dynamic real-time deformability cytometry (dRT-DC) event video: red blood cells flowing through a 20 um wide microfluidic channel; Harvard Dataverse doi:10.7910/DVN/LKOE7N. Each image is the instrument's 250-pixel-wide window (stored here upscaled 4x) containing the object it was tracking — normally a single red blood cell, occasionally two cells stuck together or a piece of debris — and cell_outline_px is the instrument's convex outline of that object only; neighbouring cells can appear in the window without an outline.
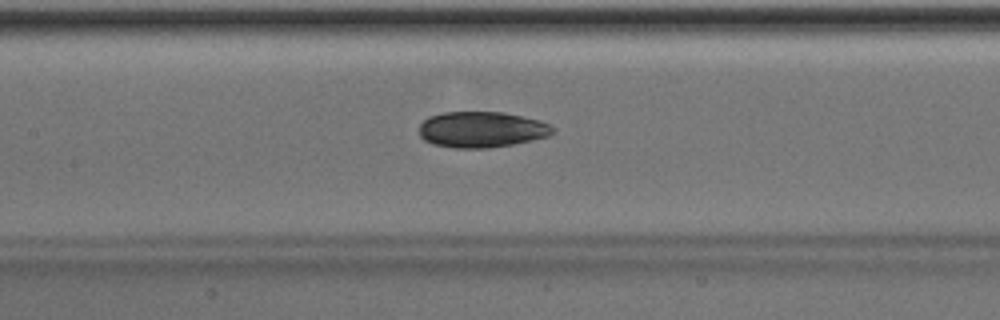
{"species": "Egyptian fruit bat (a non-hibernating species)", "species_latin": "Rousettus aegyptiacus", "temperature_condition": "room temperature", "stored_images_in_passage": 34, "camera_frame_rate_fps": 3000, "um_per_image_px": 0.085, "animal": {"sex": "male"}, "frame": {"image": 1, "passage_image": 10, "time_ms": 3.0, "image_size_px": [1000, 320], "cell_outline_px": [[556, 132], [548, 136], [532, 140], [512, 144], [488, 148], [456, 148], [432, 144], [424, 140], [420, 136], [420, 124], [428, 116], [444, 112], [504, 112], [536, 120], [548, 124], [556, 128]], "centroid_in_image_um": [40.92, 11.01], "position_along_channel_um": 166.5, "area_um2": 27.92}}
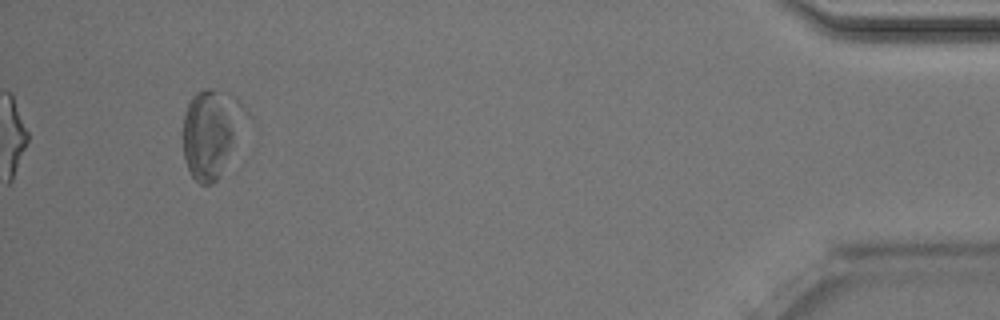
{"frame": {"image": 2, "passage_image": 34, "time_ms": 11.0, "image_size_px": [1000, 320], "cell_outline_px": [[252, 120], [216, 180], [212, 184], [200, 184], [192, 176], [184, 160], [180, 136], [184, 112], [192, 96], [196, 92], [204, 88], [212, 88], [236, 96], [244, 104], [252, 116]], "centroid_in_image_um": [18.02, 11.24], "position_along_channel_um": 417.2, "area_um2": 33.93}, "authors_computed_cell_mechanics": {"area_um2": 28.1197, "velocity_mm_per_s": 4.0166, "shape_relaxation_time_tau1_ms": 2.1022, "shape_relaxation_time_tau2_ms": 2.3298, "deformation_change_tau1": 0.0651, "deformation_change_tau2": 0.0642}}